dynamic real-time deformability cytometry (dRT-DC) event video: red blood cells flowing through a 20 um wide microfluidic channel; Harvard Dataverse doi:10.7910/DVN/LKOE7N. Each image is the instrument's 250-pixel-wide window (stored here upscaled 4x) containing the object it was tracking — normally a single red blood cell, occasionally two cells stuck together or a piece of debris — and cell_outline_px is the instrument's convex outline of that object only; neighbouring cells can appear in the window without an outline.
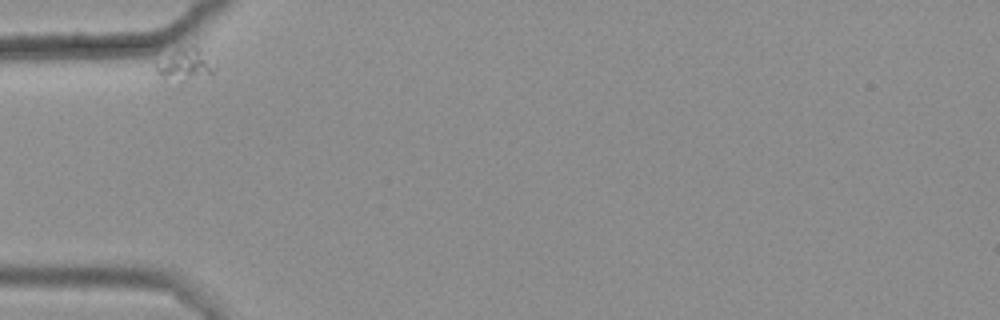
{"species": "common noctule bat (a hibernating species)", "species_latin": "Nyctalus noctula", "temperature_condition": "warm", "stored_images_in_passage": 13, "camera_frame_rate_fps": 3000, "um_per_image_px": 0.085, "animal": {"sex": "female", "body_mass_g": 25.1}, "frame": {"image": 1, "passage_image": 6, "time_ms": 1.667, "image_size_px": [1000, 320], "cell_outline_px": [[216, 68], [212, 72], [180, 84], [160, 76], [156, 72], [156, 68], [180, 48], [192, 44], [196, 44]], "centroid_in_image_um": [15.79, 5.53], "position_along_channel_um": 69.2, "area_um2": 10.35}}
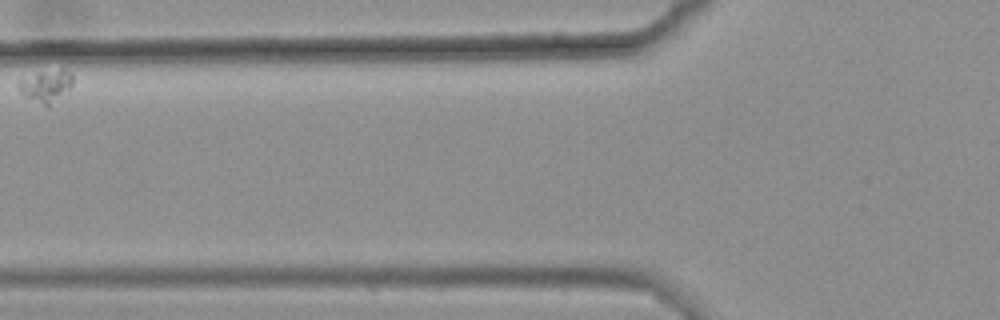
{"frame": {"image": 2, "passage_image": 8, "time_ms": 2.333, "image_size_px": [1000, 320], "cell_outline_px": [[72, 84], [48, 108], [24, 96], [16, 88], [20, 80], [40, 72], [60, 68], [64, 68], [72, 72]], "centroid_in_image_um": [3.91, 7.3], "position_along_channel_um": 121.9, "area_um2": 10.12}}